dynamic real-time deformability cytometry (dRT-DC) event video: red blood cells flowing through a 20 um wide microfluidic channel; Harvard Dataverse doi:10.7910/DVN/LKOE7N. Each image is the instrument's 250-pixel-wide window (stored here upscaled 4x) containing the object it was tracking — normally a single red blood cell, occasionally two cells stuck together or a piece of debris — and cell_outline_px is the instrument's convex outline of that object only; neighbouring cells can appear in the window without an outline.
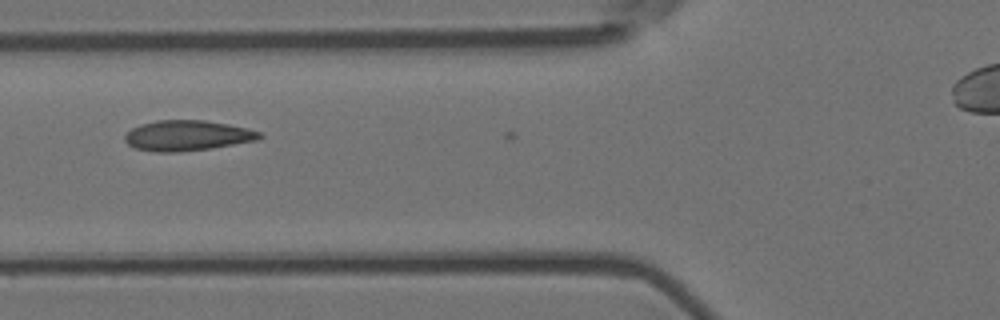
{"species": "Egyptian fruit bat (a non-hibernating species)", "species_latin": "Rousettus aegyptiacus", "temperature_condition": "room temperature", "stored_images_in_passage": 12, "camera_frame_rate_fps": 3000, "um_per_image_px": 0.085, "animal": {"sex": "female"}, "frame": {"image": 1, "passage_image": 5, "time_ms": 1.333, "image_size_px": [1000, 320], "cell_outline_px": [[264, 136], [256, 140], [212, 148], [176, 152], [152, 152], [136, 148], [128, 144], [124, 140], [124, 136], [132, 128], [140, 124], [156, 120], [204, 120], [228, 124], [248, 128], [260, 132]], "centroid_in_image_um": [15.9, 11.52], "position_along_channel_um": 109.9, "area_um2": 23.87}}
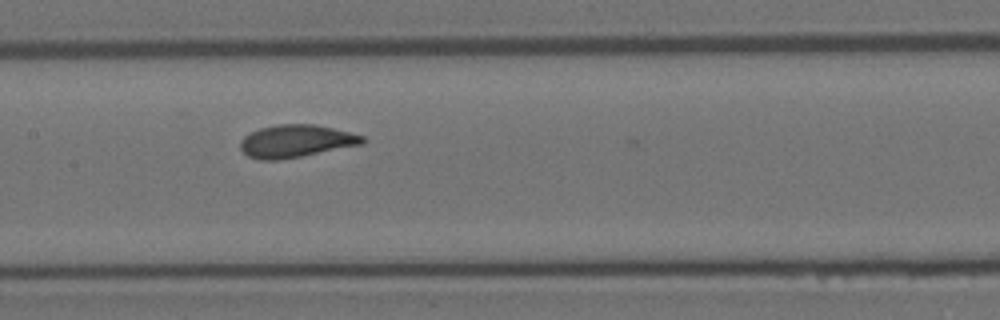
{"frame": {"image": 2, "passage_image": 7, "time_ms": 2.0, "image_size_px": [1000, 320], "cell_outline_px": [[368, 140], [364, 144], [300, 156], [276, 160], [260, 160], [248, 156], [240, 148], [240, 140], [244, 136], [260, 128], [280, 124], [312, 124], [332, 128], [364, 136]], "centroid_in_image_um": [25.17, 11.99], "position_along_channel_um": 182.2, "area_um2": 23.0}}
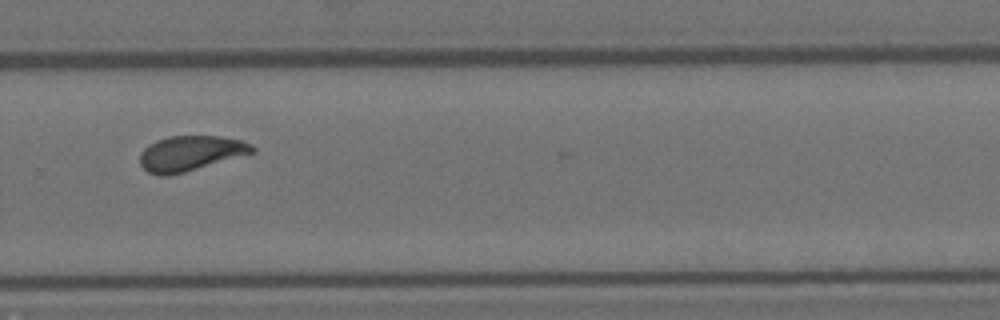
{"frame": {"image": 3, "passage_image": 10, "time_ms": 3.0, "image_size_px": [1000, 320], "cell_outline_px": [[256, 152], [184, 172], [168, 176], [160, 176], [148, 172], [140, 164], [140, 152], [148, 144], [156, 140], [168, 136], [220, 136], [240, 140], [252, 144], [256, 148]], "centroid_in_image_um": [16.18, 13.03], "position_along_channel_um": 313.6, "area_um2": 23.06}}